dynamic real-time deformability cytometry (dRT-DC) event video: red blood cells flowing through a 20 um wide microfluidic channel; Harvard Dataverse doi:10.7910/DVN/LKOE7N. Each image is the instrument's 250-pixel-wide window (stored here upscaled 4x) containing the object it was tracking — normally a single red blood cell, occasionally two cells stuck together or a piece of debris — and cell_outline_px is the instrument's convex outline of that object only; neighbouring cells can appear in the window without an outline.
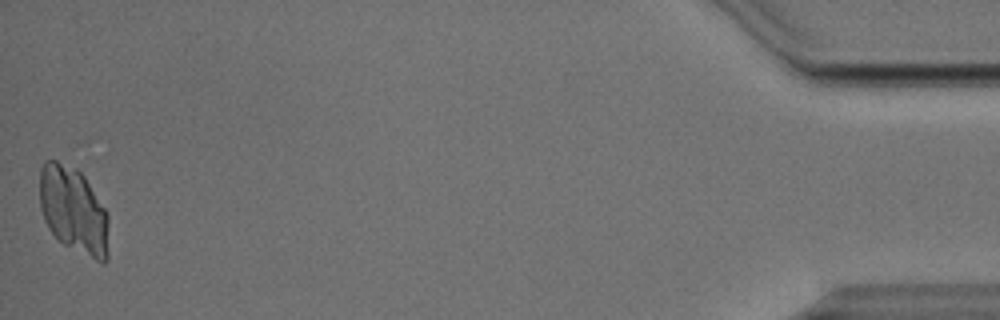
{"species": "Egyptian fruit bat (a non-hibernating species)", "species_latin": "Rousettus aegyptiacus", "temperature_condition": "cold", "stored_images_in_passage": 54, "camera_frame_rate_fps": 3000, "um_per_image_px": 0.085, "animal": {"sex": "male"}, "frame": {"image": 1, "passage_image": 54, "time_ms": 17.667, "image_size_px": [1000, 320], "cell_outline_px": [[108, 260], [104, 264], [100, 264], [64, 244], [48, 228], [44, 220], [40, 208], [40, 168], [44, 160], [56, 160], [76, 168], [84, 176], [108, 212]], "centroid_in_image_um": [6.27, 17.89], "position_along_channel_um": 428.9, "area_um2": 35.32}}